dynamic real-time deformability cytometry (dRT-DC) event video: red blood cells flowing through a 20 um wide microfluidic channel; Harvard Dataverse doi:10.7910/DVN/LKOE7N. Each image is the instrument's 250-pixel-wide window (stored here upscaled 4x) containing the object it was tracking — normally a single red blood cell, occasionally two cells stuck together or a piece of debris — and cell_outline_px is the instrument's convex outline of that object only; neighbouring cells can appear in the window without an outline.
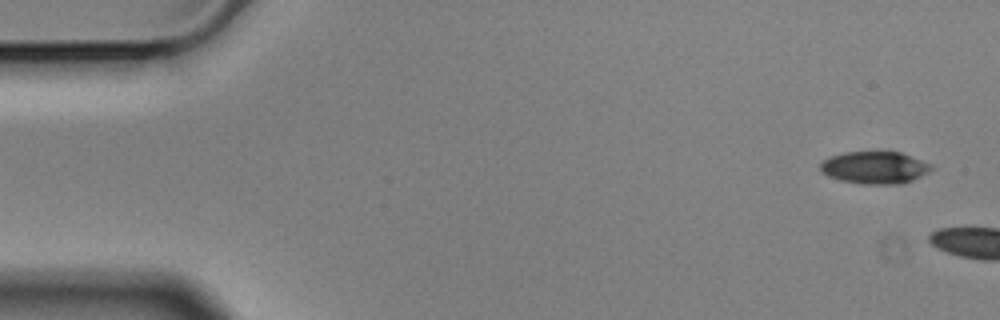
{"species": "Egyptian fruit bat (a non-hibernating species)", "species_latin": "Rousettus aegyptiacus", "temperature_condition": "cold", "stored_images_in_passage": 2, "camera_frame_rate_fps": 3000, "um_per_image_px": 0.085, "animal": {"sex": "male"}, "frame": {"image": 1, "passage_image": 1, "time_ms": 0.0, "image_size_px": [1000, 320], "cell_outline_px": [[936, 168], [904, 184], [864, 184], [840, 180], [828, 176], [820, 168], [820, 164], [824, 160], [832, 156], [844, 152], [900, 152], [932, 164]], "centroid_in_image_um": [74.39, 14.25], "position_along_channel_um": 10.6, "area_um2": 20.81}}